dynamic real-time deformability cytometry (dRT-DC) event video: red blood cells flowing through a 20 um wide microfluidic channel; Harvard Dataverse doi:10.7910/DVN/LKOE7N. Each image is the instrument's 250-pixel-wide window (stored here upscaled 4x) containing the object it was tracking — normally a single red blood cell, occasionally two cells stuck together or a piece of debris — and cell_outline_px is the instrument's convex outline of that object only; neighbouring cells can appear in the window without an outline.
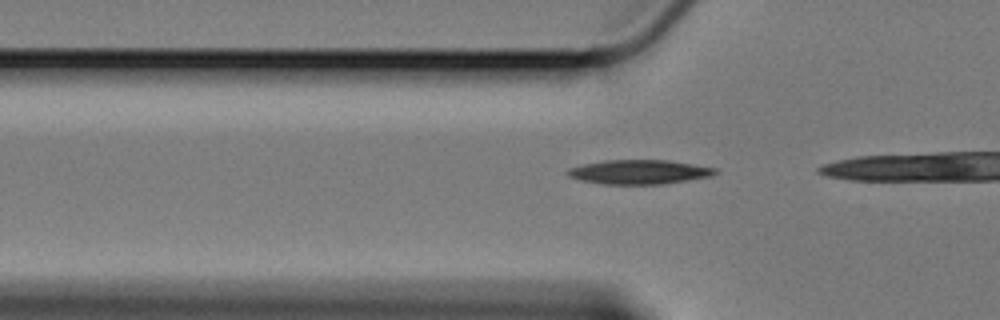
{"species": "Egyptian fruit bat (a non-hibernating species)", "species_latin": "Rousettus aegyptiacus", "temperature_condition": "cold", "stored_images_in_passage": 8, "camera_frame_rate_fps": 3000, "um_per_image_px": 0.085, "animal": {"sex": "female"}, "frame": {"image": 1, "passage_image": 3, "time_ms": 0.667, "image_size_px": [1000, 320], "cell_outline_px": [[720, 172], [712, 176], [664, 184], [600, 184], [580, 180], [568, 176], [564, 172], [568, 168], [584, 164], [604, 160], [668, 160], [716, 168]], "centroid_in_image_um": [54.31, 14.62], "position_along_channel_um": 71.5, "area_um2": 21.04}}
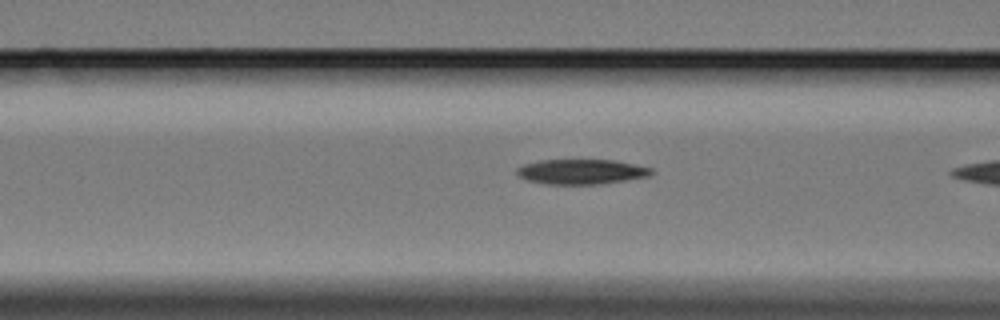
{"frame": {"image": 2, "passage_image": 7, "time_ms": 2.0, "image_size_px": [1000, 320], "cell_outline_px": [[656, 172], [652, 176], [628, 180], [600, 184], [548, 184], [528, 180], [520, 176], [516, 172], [516, 168], [524, 164], [540, 160], [612, 160], [652, 168]], "centroid_in_image_um": [49.47, 14.6], "position_along_channel_um": 117.1, "area_um2": 19.59}}